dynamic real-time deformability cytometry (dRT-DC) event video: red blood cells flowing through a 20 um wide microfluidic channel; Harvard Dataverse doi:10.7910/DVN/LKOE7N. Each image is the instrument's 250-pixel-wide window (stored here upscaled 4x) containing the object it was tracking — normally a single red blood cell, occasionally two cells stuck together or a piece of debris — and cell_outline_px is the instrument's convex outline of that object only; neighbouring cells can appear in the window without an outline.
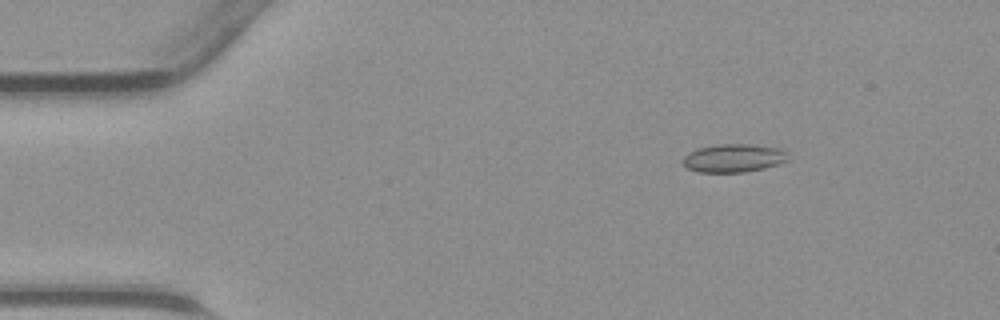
{"species": "common noctule bat (a hibernating species)", "species_latin": "Nyctalus noctula", "temperature_condition": "warm", "stored_images_in_passage": 45, "camera_frame_rate_fps": 3000, "um_per_image_px": 0.085, "animal": {"sex": "male", "body_mass_g": 23.1, "forearm_length_mm": 52.7}, "frame": {"image": 1, "passage_image": 7, "time_ms": 2.0, "image_size_px": [1000, 320], "cell_outline_px": [[788, 160], [780, 164], [764, 168], [744, 172], [700, 172], [688, 168], [680, 160], [688, 152], [700, 148], [720, 144], [744, 144], [784, 148]], "centroid_in_image_um": [62.37, 13.44], "position_along_channel_um": 22.6, "area_um2": 17.28}}
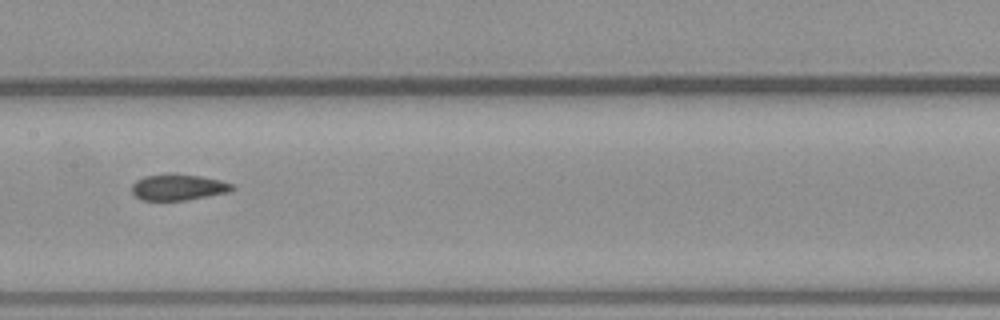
{"frame": {"image": 2, "passage_image": 23, "time_ms": 7.333, "image_size_px": [1000, 320], "cell_outline_px": [[236, 188], [228, 192], [184, 200], [140, 200], [132, 192], [132, 184], [136, 180], [144, 176], [168, 172], [200, 176], [220, 180], [232, 184]], "centroid_in_image_um": [15.11, 15.89], "position_along_channel_um": 192.3, "area_um2": 15.37}}
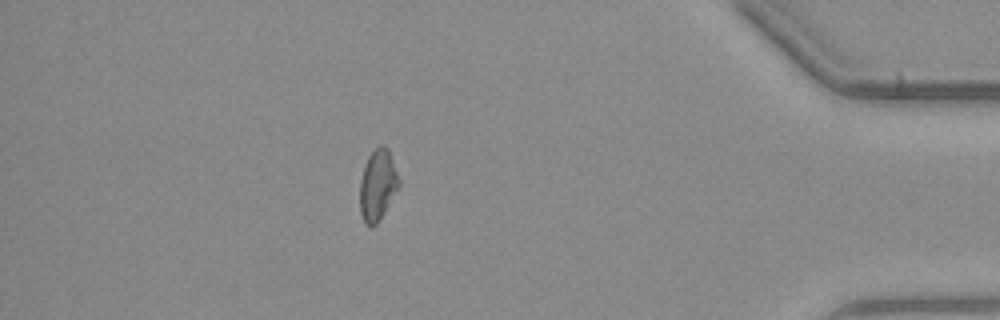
{"frame": {"image": 3, "passage_image": 40, "time_ms": 13.0, "image_size_px": [1000, 320], "cell_outline_px": [[400, 188], [376, 224], [368, 224], [364, 220], [360, 212], [360, 180], [368, 156], [380, 144], [384, 144], [388, 148], [400, 180]], "centroid_in_image_um": [32.13, 15.69], "position_along_channel_um": 403.1, "area_um2": 16.01}}